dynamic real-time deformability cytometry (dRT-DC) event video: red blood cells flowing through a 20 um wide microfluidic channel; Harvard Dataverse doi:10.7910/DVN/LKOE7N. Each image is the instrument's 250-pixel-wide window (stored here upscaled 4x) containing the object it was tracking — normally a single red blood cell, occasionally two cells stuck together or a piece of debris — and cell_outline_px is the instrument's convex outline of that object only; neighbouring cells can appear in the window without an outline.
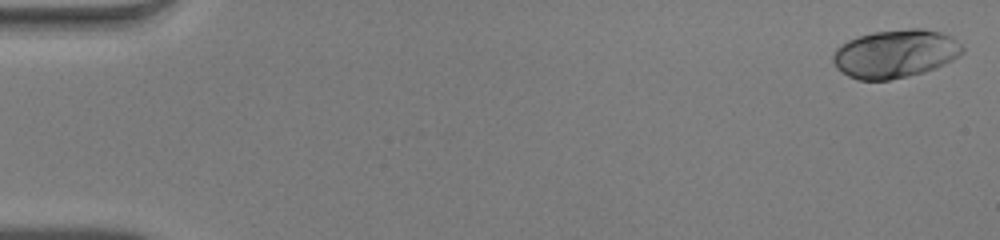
{"species": "human", "species_latin": "Homo sapiens", "temperature_condition": "warm", "stored_images_in_passage": 52, "camera_frame_rate_fps": 3000, "um_per_image_px": 0.085, "donor": {"sex": "male"}, "frame": {"image": 1, "passage_image": 1, "time_ms": 0.0, "image_size_px": [1000, 240], "cell_outline_px": [[964, 52], [960, 56], [936, 68], [924, 72], [908, 76], [888, 80], [856, 80], [848, 76], [836, 68], [832, 60], [832, 56], [836, 48], [840, 44], [848, 40], [872, 32], [908, 28], [924, 28], [940, 32], [952, 36], [964, 48]], "centroid_in_image_um": [76.1, 4.56], "position_along_channel_um": 8.9, "area_um2": 36.7}}
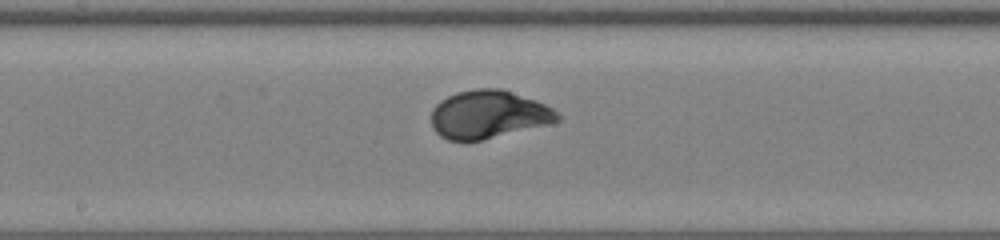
{"frame": {"image": 2, "passage_image": 28, "time_ms": 9.0, "image_size_px": [1000, 240], "cell_outline_px": [[560, 120], [552, 124], [484, 140], [448, 140], [440, 136], [432, 128], [432, 108], [440, 100], [456, 92], [476, 88], [500, 88], [536, 100], [552, 108], [560, 116]], "centroid_in_image_um": [41.53, 9.73], "position_along_channel_um": 206.7, "area_um2": 35.6}}
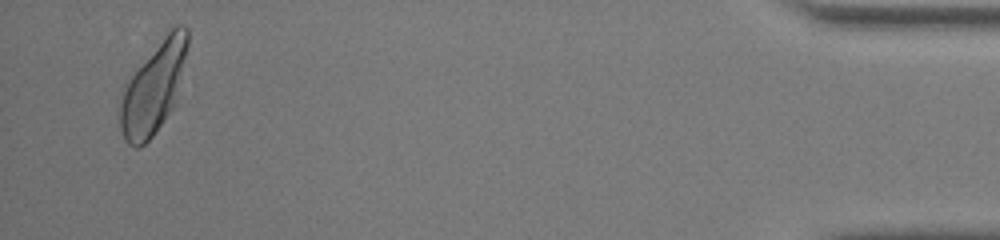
{"frame": {"image": 3, "passage_image": 50, "time_ms": 16.333, "image_size_px": [1000, 240], "cell_outline_px": [[188, 44], [172, 104], [168, 112], [152, 136], [144, 144], [136, 148], [128, 144], [124, 140], [120, 128], [120, 104], [124, 80], [168, 24], [184, 24], [188, 28]], "centroid_in_image_um": [12.98, 7.29], "position_along_channel_um": 422.2, "area_um2": 36.24}, "authors_computed_cell_mechanics": {"area_um2": 34.7089, "velocity_mm_per_s": 4.0258, "shape_relaxation_time_tau1_ms": 3.395, "shape_relaxation_time_tau2_ms": null, "deformation_change_tau1": 0.1936, "deformation_change_tau2": null}}